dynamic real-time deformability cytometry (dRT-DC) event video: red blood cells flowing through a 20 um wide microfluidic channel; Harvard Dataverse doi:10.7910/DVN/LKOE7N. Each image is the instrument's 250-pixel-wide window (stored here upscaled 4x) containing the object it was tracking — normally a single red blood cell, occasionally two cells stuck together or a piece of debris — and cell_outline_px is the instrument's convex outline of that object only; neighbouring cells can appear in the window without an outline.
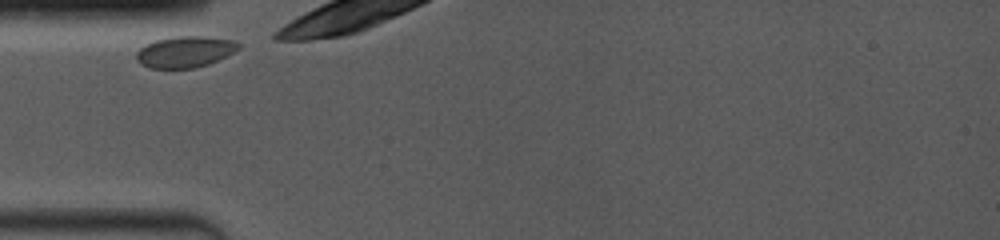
{"species": "common noctule bat (a hibernating species)", "species_latin": "Nyctalus noctula", "temperature_condition": "room temperature", "stored_images_in_passage": 10, "camera_frame_rate_fps": 4000, "um_per_image_px": 0.085, "animal": {"sex": "female", "body_mass_g": 19.0, "forearm_length_mm": 53.3}, "frame": {"image": 1, "passage_image": 1, "time_ms": 0.0, "image_size_px": [1000, 240], "cell_outline_px": [[240, 48], [208, 64], [196, 68], [148, 68], [140, 64], [136, 60], [136, 52], [140, 48], [156, 40], [172, 36], [200, 36], [232, 40], [240, 44]], "centroid_in_image_um": [15.68, 4.41], "position_along_channel_um": 69.3, "area_um2": 18.44}}
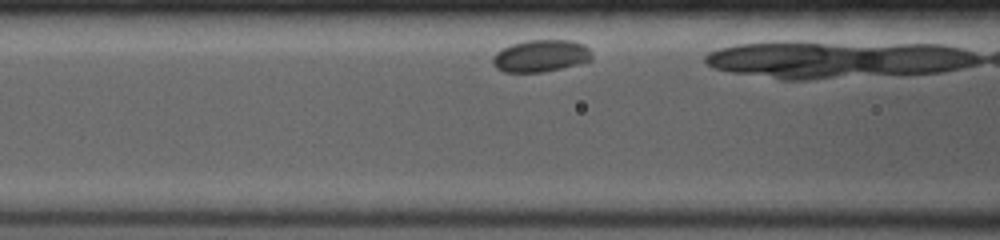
{"frame": {"image": 2, "passage_image": 7, "time_ms": 1.5, "image_size_px": [1000, 240], "cell_outline_px": [[592, 60], [560, 68], [540, 72], [504, 72], [496, 68], [492, 64], [492, 56], [496, 52], [512, 44], [524, 40], [572, 40], [584, 44], [592, 52]], "centroid_in_image_um": [45.95, 4.74], "position_along_channel_um": 120.6, "area_um2": 18.55}}